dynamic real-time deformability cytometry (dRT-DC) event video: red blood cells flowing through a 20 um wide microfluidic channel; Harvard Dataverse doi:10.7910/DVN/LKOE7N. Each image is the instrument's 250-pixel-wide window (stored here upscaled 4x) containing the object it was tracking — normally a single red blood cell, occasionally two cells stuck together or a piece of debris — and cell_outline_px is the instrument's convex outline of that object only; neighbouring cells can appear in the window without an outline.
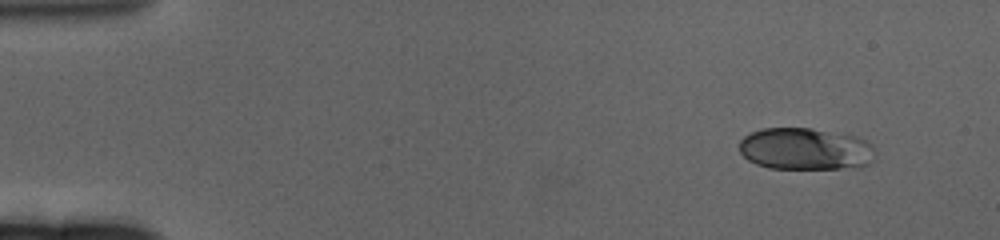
{"species": "human", "species_latin": "Homo sapiens", "temperature_condition": "cold", "stored_images_in_passage": 58, "camera_frame_rate_fps": 3000, "um_per_image_px": 0.085, "donor": {"sex": "female"}, "frame": {"image": 1, "passage_image": 1, "time_ms": 0.0, "image_size_px": [1000, 240], "cell_outline_px": [[840, 164], [832, 168], [776, 168], [760, 164], [752, 160], [740, 148], [740, 144], [748, 136], [756, 132], [768, 128], [804, 128], [812, 132], [816, 136]], "centroid_in_image_um": [66.98, 12.68], "position_along_channel_um": 18.0, "area_um2": 21.68}}
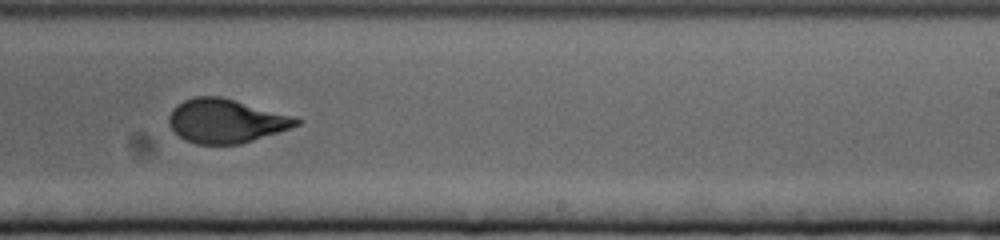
{"frame": {"image": 2, "passage_image": 35, "time_ms": 11.333, "image_size_px": [1000, 240], "cell_outline_px": [[300, 120], [296, 124], [272, 132], [244, 140], [228, 144], [208, 144], [192, 140], [176, 132], [172, 124], [172, 112], [180, 104], [188, 100], [228, 100]], "centroid_in_image_um": [19.14, 10.32], "position_along_channel_um": 269.9, "area_um2": 28.03}}
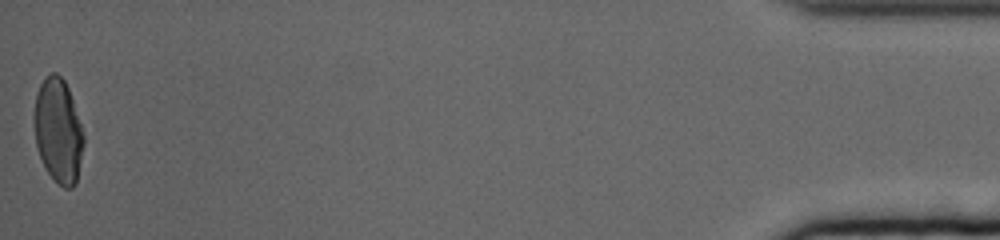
{"frame": {"image": 3, "passage_image": 58, "time_ms": 19.0, "image_size_px": [1000, 240], "cell_outline_px": [[80, 148], [76, 180], [72, 184], [60, 184], [52, 176], [44, 164], [36, 140], [36, 100], [40, 88], [44, 80], [48, 76], [60, 76], [68, 92], [80, 132]], "centroid_in_image_um": [4.89, 11.12], "position_along_channel_um": 430.3, "area_um2": 26.41}, "authors_computed_cell_mechanics": {"area_um2": 27.6573, "velocity_mm_per_s": 3.2423, "shape_relaxation_time_tau1_ms": 7.6401, "shape_relaxation_time_tau2_ms": 1.1045, "deformation_change_tau1": 0.2143, "deformation_change_tau2": 0.0759}}